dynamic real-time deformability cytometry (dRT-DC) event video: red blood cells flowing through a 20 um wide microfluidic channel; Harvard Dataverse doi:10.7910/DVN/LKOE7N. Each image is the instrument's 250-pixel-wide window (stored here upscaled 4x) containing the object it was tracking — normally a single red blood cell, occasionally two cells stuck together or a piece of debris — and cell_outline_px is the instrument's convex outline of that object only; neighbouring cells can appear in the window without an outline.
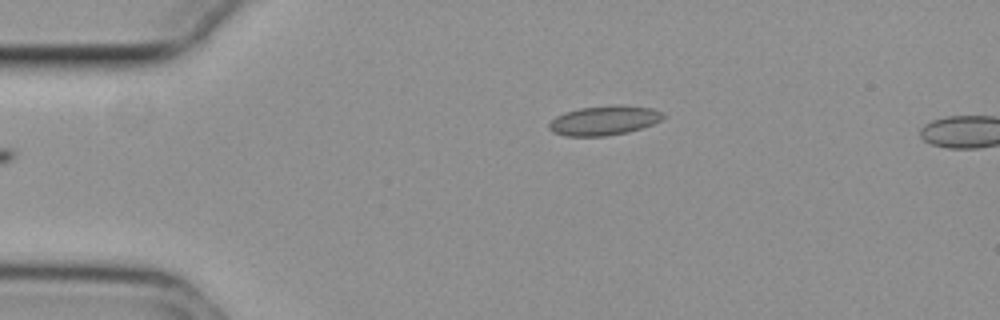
{"species": "common noctule bat (a hibernating species)", "species_latin": "Nyctalus noctula", "temperature_condition": "cold", "stored_images_in_passage": 3, "camera_frame_rate_fps": 3000, "um_per_image_px": 0.085, "animal": {"sex": "female", "body_mass_g": 29.2, "forearm_length_mm": 56.3}, "frame": {"image": 1, "passage_image": 1, "time_ms": 0.0, "image_size_px": [1000, 320], "cell_outline_px": [[668, 116], [652, 124], [628, 132], [604, 136], [564, 136], [552, 132], [548, 128], [548, 124], [556, 116], [564, 112], [580, 108], [612, 104], [620, 104], [652, 108], [664, 112]], "centroid_in_image_um": [51.36, 10.22], "position_along_channel_um": 33.6, "area_um2": 19.88}}